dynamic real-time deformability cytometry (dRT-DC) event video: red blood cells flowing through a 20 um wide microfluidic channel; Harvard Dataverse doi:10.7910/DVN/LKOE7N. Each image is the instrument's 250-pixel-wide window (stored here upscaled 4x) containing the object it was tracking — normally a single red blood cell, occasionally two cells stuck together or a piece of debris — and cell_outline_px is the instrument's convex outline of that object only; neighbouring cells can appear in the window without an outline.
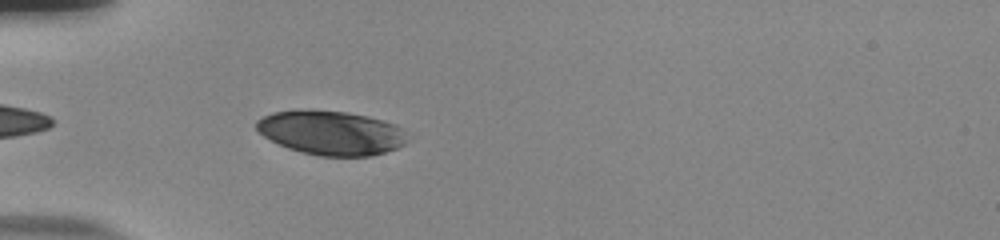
{"species": "human", "species_latin": "Homo sapiens", "temperature_condition": "room temperature", "stored_images_in_passage": 27, "camera_frame_rate_fps": 3000, "um_per_image_px": 0.085, "donor": {"sex": "male"}, "frame": {"image": 1, "passage_image": 3, "time_ms": 0.667, "image_size_px": [1000, 240], "cell_outline_px": [[412, 136], [404, 144], [396, 148], [372, 156], [320, 156], [300, 152], [288, 148], [264, 136], [256, 128], [256, 120], [272, 112], [348, 112], [368, 116], [384, 120], [396, 124]], "centroid_in_image_um": [28.24, 11.32], "position_along_channel_um": 56.8, "area_um2": 38.38}}
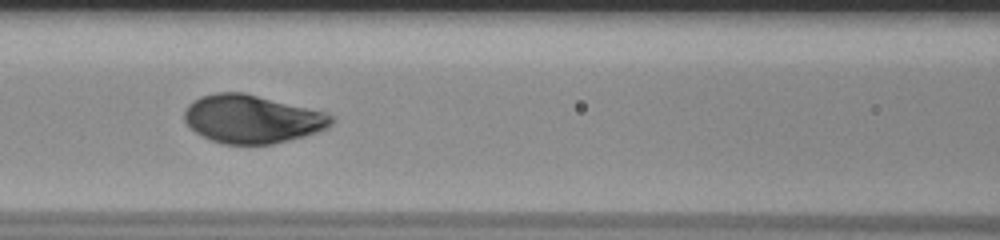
{"frame": {"image": 2, "passage_image": 11, "time_ms": 3.333, "image_size_px": [1000, 240], "cell_outline_px": [[336, 120], [328, 128], [304, 136], [272, 144], [224, 144], [212, 140], [196, 132], [184, 120], [184, 108], [192, 100], [200, 96], [216, 92], [244, 92], [324, 112], [332, 116]], "centroid_in_image_um": [21.41, 10.11], "position_along_channel_um": 145.2, "area_um2": 41.21}}
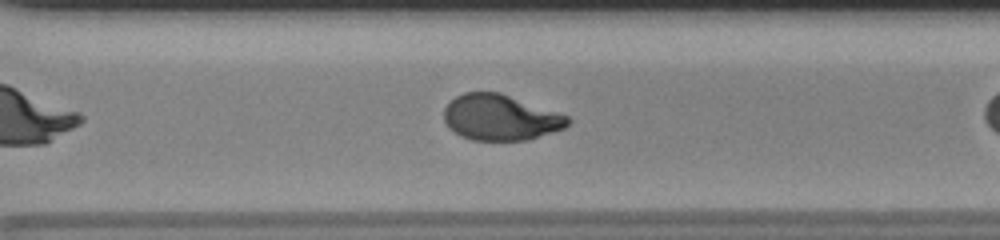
{"frame": {"image": 3, "passage_image": 22, "time_ms": 7.0, "image_size_px": [1000, 240], "cell_outline_px": [[572, 120], [564, 128], [528, 140], [472, 140], [460, 136], [448, 128], [444, 120], [444, 108], [456, 96], [464, 92], [500, 92], [568, 116]], "centroid_in_image_um": [42.51, 9.99], "position_along_channel_um": 328.1, "area_um2": 32.95}}